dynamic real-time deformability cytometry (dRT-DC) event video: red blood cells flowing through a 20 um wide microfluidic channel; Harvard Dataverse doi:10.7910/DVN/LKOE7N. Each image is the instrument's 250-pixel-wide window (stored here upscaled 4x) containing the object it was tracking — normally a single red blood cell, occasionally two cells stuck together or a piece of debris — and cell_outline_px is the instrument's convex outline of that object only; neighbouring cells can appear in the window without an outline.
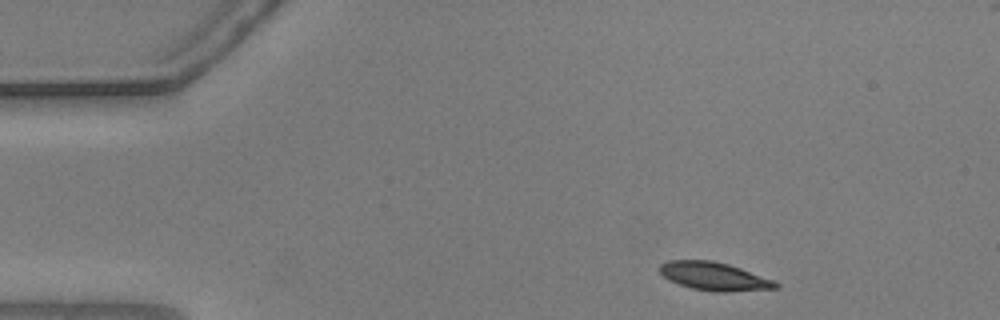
{"species": "common noctule bat (a hibernating species)", "species_latin": "Nyctalus noctula", "temperature_condition": "warm", "stored_images_in_passage": 50, "camera_frame_rate_fps": 3000, "um_per_image_px": 0.085, "animal": {"sex": "male", "body_mass_g": 20.5, "forearm_length_mm": 52.5}, "frame": {"image": 1, "passage_image": 2, "time_ms": 0.333, "image_size_px": [1000, 320], "cell_outline_px": [[780, 288], [728, 292], [724, 292], [692, 288], [668, 280], [660, 272], [660, 264], [668, 260], [712, 260], [728, 264], [740, 268], [772, 280], [780, 284]], "centroid_in_image_um": [60.7, 23.48], "position_along_channel_um": 24.3, "area_um2": 18.84}}
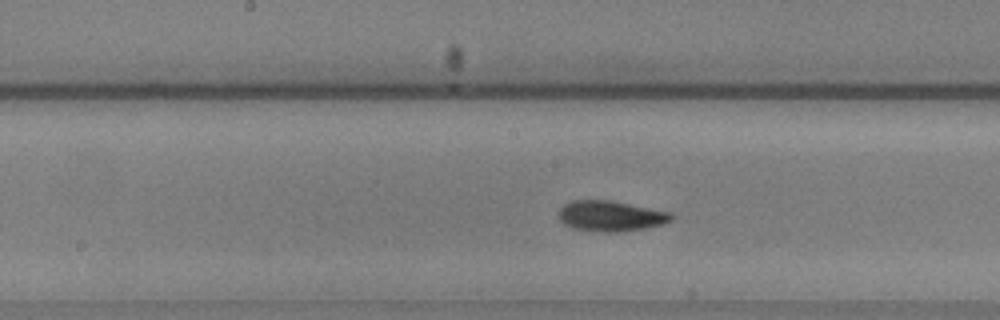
{"frame": {"image": 2, "passage_image": 22, "time_ms": 7.0, "image_size_px": [1000, 320], "cell_outline_px": [[672, 220], [664, 224], [644, 228], [620, 232], [592, 232], [572, 228], [564, 224], [560, 220], [560, 208], [564, 204], [572, 200], [612, 200], [672, 212]], "centroid_in_image_um": [51.91, 18.36], "position_along_channel_um": 196.3, "area_um2": 20.29}}
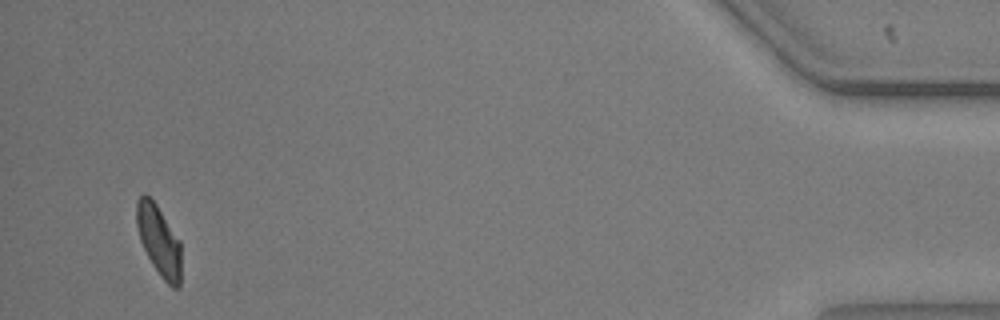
{"frame": {"image": 3, "passage_image": 47, "time_ms": 15.333, "image_size_px": [1000, 320], "cell_outline_px": [[180, 288], [172, 288], [160, 276], [152, 264], [140, 240], [136, 224], [136, 200], [144, 192], [156, 204], [180, 240]], "centroid_in_image_um": [13.5, 20.44], "position_along_channel_um": 421.7, "area_um2": 18.26}, "authors_computed_cell_mechanics": {"area_um2": 19.5075, "velocity_mm_per_s": 3.6608, "shape_relaxation_time_tau1_ms": 2.8564, "shape_relaxation_time_tau2_ms": 2.8032, "deformation_change_tau1": 0.1509, "deformation_change_tau2": 0.0669}}